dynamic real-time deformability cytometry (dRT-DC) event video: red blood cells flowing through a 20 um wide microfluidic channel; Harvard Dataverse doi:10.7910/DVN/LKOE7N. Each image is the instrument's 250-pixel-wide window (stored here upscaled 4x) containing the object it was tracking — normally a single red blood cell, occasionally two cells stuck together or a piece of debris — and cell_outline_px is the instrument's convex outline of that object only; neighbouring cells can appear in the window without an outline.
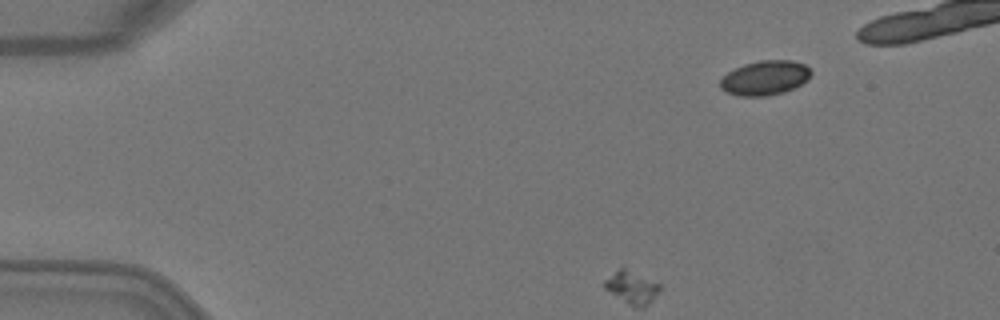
{"species": "Egyptian fruit bat (a non-hibernating species)", "species_latin": "Rousettus aegyptiacus", "temperature_condition": "warm", "stored_images_in_passage": 7, "camera_frame_rate_fps": 3000, "um_per_image_px": 0.085, "animal": {"sex": "female"}, "frame": {"image": 1, "passage_image": 1, "time_ms": 0.0, "image_size_px": [1000, 320], "cell_outline_px": [[812, 72], [808, 80], [784, 92], [768, 96], [736, 96], [720, 88], [720, 80], [728, 72], [744, 64], [760, 60], [792, 60], [804, 64]], "centroid_in_image_um": [65.02, 6.62], "position_along_channel_um": 20.0, "area_um2": 18.21}}